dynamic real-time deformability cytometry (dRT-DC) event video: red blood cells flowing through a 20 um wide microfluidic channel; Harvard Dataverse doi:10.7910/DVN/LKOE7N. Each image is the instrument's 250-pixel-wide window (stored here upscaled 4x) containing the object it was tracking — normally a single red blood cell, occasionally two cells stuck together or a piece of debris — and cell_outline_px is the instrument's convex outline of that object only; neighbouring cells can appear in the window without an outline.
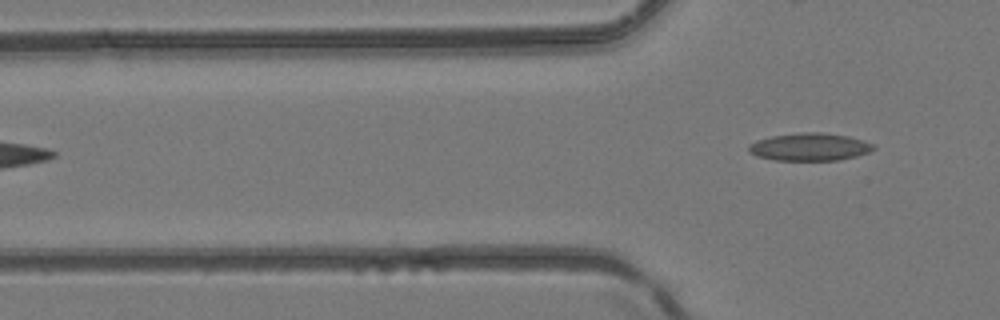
{"species": "common noctule bat (a hibernating species)", "species_latin": "Nyctalus noctula", "temperature_condition": "room temperature", "stored_images_in_passage": 3, "camera_frame_rate_fps": 3000, "um_per_image_px": 0.085, "animal": {"sex": "female", "body_mass_g": 24.6, "forearm_length_mm": 56.2}, "frame": {"image": 1, "passage_image": 3, "time_ms": 0.667, "image_size_px": [1000, 320], "cell_outline_px": [[876, 148], [868, 152], [856, 156], [840, 160], [776, 160], [756, 156], [748, 152], [748, 144], [756, 140], [772, 136], [804, 132], [820, 132], [848, 136], [864, 140], [872, 144]], "centroid_in_image_um": [68.8, 12.49], "position_along_channel_um": 57.0, "area_um2": 20.11}}